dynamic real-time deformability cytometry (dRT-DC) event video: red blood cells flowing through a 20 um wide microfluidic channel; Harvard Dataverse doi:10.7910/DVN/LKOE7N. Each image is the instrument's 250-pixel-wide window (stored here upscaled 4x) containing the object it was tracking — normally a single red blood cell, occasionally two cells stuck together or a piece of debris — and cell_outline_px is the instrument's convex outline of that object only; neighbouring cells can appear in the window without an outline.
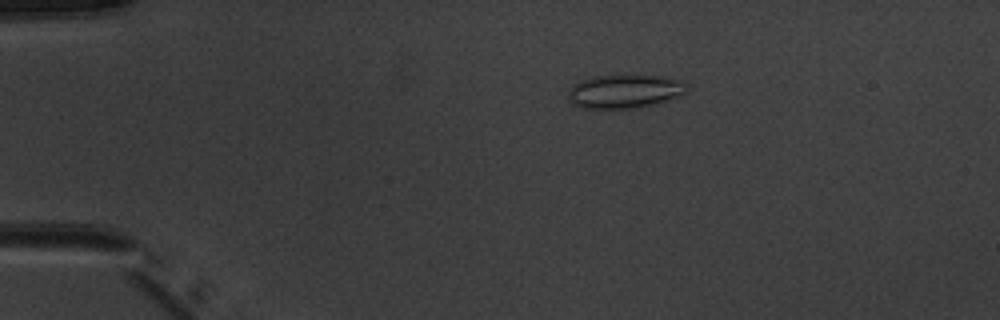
{"species": "common noctule bat (a hibernating species)", "species_latin": "Nyctalus noctula", "temperature_condition": "warm", "stored_images_in_passage": 5, "camera_frame_rate_fps": 3000, "um_per_image_px": 0.085, "animal": {"sex": "male", "body_mass_g": 20.1, "forearm_length_mm": 53.5}, "frame": {"image": 1, "passage_image": 3, "time_ms": 3.0, "image_size_px": [1000, 320], "cell_outline_px": [[688, 88], [680, 96], [656, 104], [640, 108], [580, 108], [572, 104], [568, 96], [568, 92], [572, 84], [580, 80], [596, 76], [660, 76], [680, 80], [688, 84]], "centroid_in_image_um": [53.09, 7.78], "position_along_channel_um": 31.9, "area_um2": 23.29}}
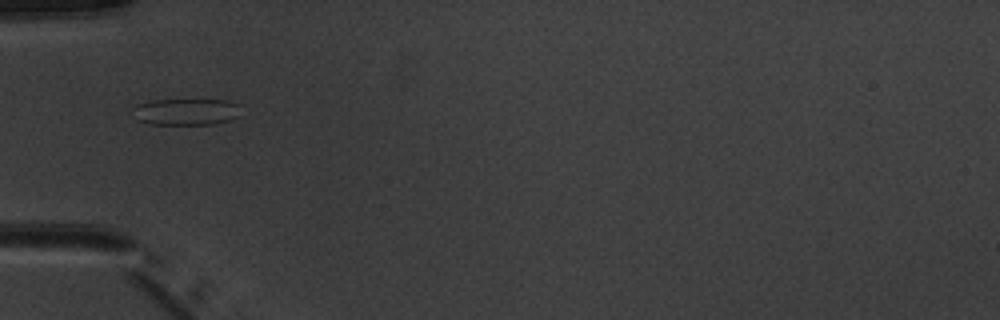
{"frame": {"image": 2, "passage_image": 5, "time_ms": 5.333, "image_size_px": [1000, 320], "cell_outline_px": [[240, 116], [232, 120], [216, 124], [148, 124], [136, 120], [132, 108], [136, 104], [152, 100], [228, 100], [240, 104]], "centroid_in_image_um": [15.84, 9.5], "position_along_channel_um": 69.2, "area_um2": 17.11}}